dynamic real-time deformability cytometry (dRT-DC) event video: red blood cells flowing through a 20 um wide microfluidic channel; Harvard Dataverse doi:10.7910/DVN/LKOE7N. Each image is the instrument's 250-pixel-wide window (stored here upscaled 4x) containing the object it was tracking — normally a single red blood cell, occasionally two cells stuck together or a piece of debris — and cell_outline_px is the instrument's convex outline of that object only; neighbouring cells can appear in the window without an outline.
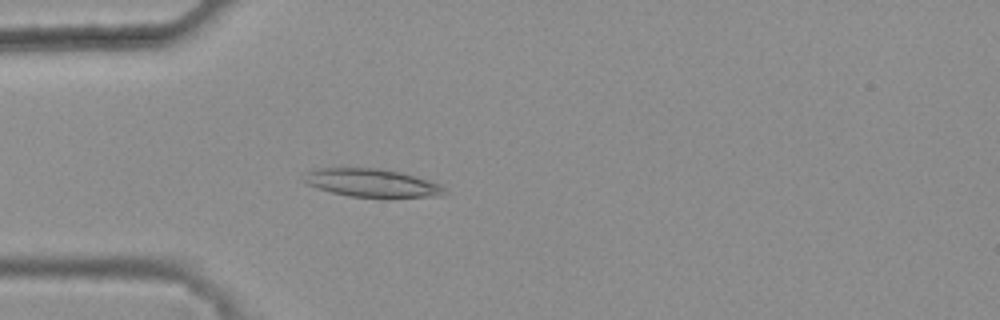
{"species": "common noctule bat (a hibernating species)", "species_latin": "Nyctalus noctula", "temperature_condition": "warm", "stored_images_in_passage": 45, "camera_frame_rate_fps": 3000, "um_per_image_px": 0.085, "animal": {"sex": "female", "body_mass_g": 25.1}, "frame": {"image": 1, "passage_image": 15, "time_ms": 4.667, "image_size_px": [1000, 320], "cell_outline_px": [[448, 192], [440, 196], [348, 196], [316, 188], [300, 180], [304, 172], [312, 168], [380, 168], [400, 172], [416, 176], [440, 184]], "centroid_in_image_um": [31.52, 15.52], "position_along_channel_um": 53.5, "area_um2": 22.95}}
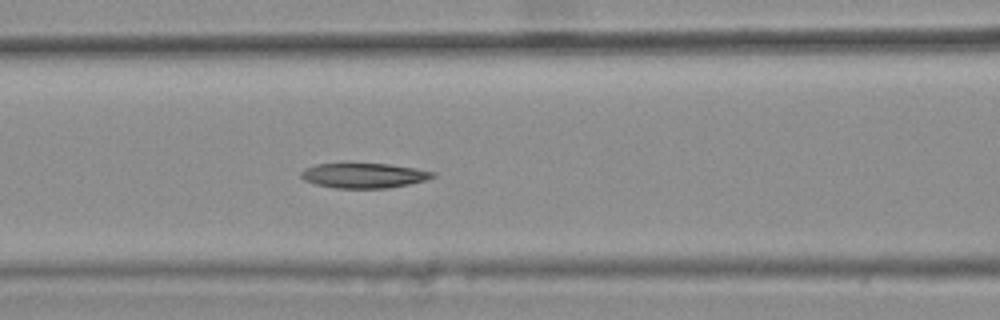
{"frame": {"image": 2, "passage_image": 22, "time_ms": 7.0, "image_size_px": [1000, 320], "cell_outline_px": [[436, 176], [424, 180], [408, 184], [388, 188], [336, 188], [316, 184], [304, 180], [300, 176], [300, 172], [304, 168], [316, 164], [344, 160], [388, 164], [416, 168], [436, 172]], "centroid_in_image_um": [30.86, 14.86], "position_along_channel_um": 135.7, "area_um2": 20.06}}
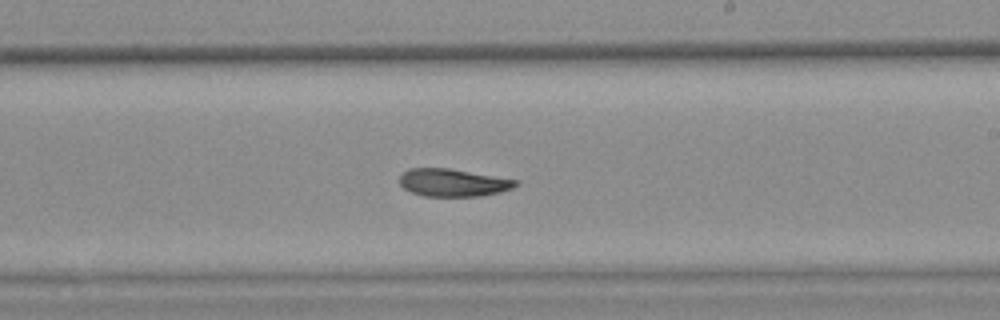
{"frame": {"image": 3, "passage_image": 31, "time_ms": 10.0, "image_size_px": [1000, 320], "cell_outline_px": [[520, 184], [512, 188], [500, 192], [480, 196], [424, 196], [412, 192], [404, 188], [400, 184], [400, 172], [408, 168], [448, 168], [520, 180]], "centroid_in_image_um": [38.52, 15.51], "position_along_channel_um": 250.5, "area_um2": 18.84}}